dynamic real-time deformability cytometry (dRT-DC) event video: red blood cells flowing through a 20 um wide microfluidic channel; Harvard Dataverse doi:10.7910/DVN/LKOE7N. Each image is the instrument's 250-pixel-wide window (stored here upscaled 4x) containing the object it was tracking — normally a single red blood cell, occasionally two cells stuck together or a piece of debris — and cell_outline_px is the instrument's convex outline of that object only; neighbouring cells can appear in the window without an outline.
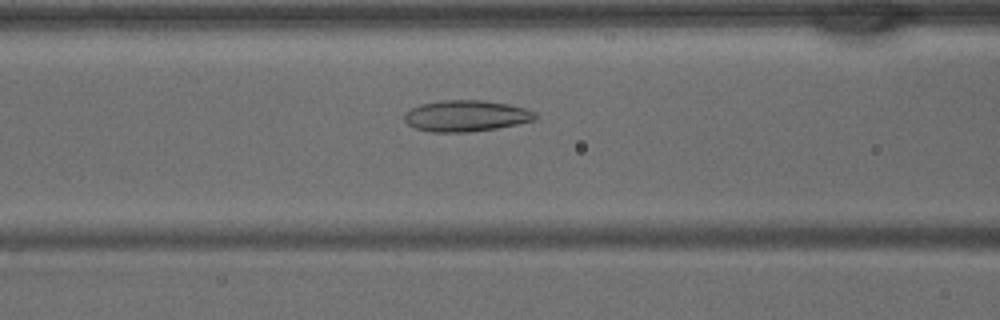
{"species": "common noctule bat (a hibernating species)", "species_latin": "Nyctalus noctula", "temperature_condition": "warm", "stored_images_in_passage": 37, "camera_frame_rate_fps": 3000, "um_per_image_px": 0.085, "animal": {"sex": "male", "body_mass_g": 15.6}, "frame": {"image": 1, "passage_image": 12, "time_ms": 3.667, "image_size_px": [1000, 320], "cell_outline_px": [[536, 120], [496, 128], [468, 132], [432, 132], [416, 128], [408, 124], [404, 120], [404, 116], [412, 108], [420, 104], [444, 100], [484, 100], [508, 104], [524, 108], [536, 112]], "centroid_in_image_um": [39.63, 9.85], "position_along_channel_um": 127.0, "area_um2": 23.64}}
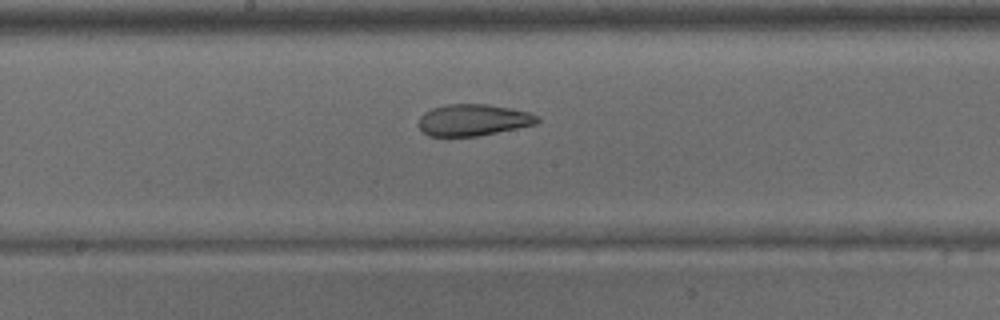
{"frame": {"image": 2, "passage_image": 17, "time_ms": 5.333, "image_size_px": [1000, 320], "cell_outline_px": [[540, 120], [536, 124], [476, 136], [428, 136], [420, 128], [420, 116], [424, 112], [432, 108], [448, 104], [488, 104], [512, 108], [528, 112], [536, 116]], "centroid_in_image_um": [40.21, 10.19], "position_along_channel_um": 208.0, "area_um2": 21.62}}
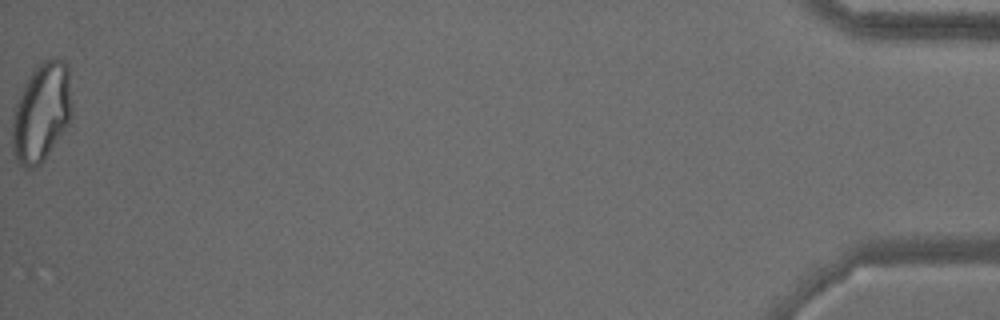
{"frame": {"image": 3, "passage_image": 37, "time_ms": 12.0, "image_size_px": [1000, 320], "cell_outline_px": [[72, 112], [68, 124], [44, 160], [40, 164], [24, 172], [16, 160], [12, 148], [12, 128], [16, 104], [24, 84], [32, 72], [44, 60], [60, 60], [68, 68]], "centroid_in_image_um": [3.51, 9.64], "position_along_channel_um": 431.7, "area_um2": 33.93}}